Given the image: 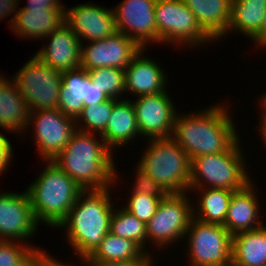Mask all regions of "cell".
<instances>
[{
	"label": "cell",
	"instance_id": "6da1fadb",
	"mask_svg": "<svg viewBox=\"0 0 266 266\" xmlns=\"http://www.w3.org/2000/svg\"><path fill=\"white\" fill-rule=\"evenodd\" d=\"M225 104L210 106L199 113L175 115L171 139L192 160L197 156L228 151L240 138Z\"/></svg>",
	"mask_w": 266,
	"mask_h": 266
},
{
	"label": "cell",
	"instance_id": "7a4b0ae2",
	"mask_svg": "<svg viewBox=\"0 0 266 266\" xmlns=\"http://www.w3.org/2000/svg\"><path fill=\"white\" fill-rule=\"evenodd\" d=\"M82 189L75 204L57 228L63 227L68 244L82 261L90 256L110 231L113 201L109 187Z\"/></svg>",
	"mask_w": 266,
	"mask_h": 266
},
{
	"label": "cell",
	"instance_id": "3957f363",
	"mask_svg": "<svg viewBox=\"0 0 266 266\" xmlns=\"http://www.w3.org/2000/svg\"><path fill=\"white\" fill-rule=\"evenodd\" d=\"M76 131L66 147L52 160L82 189L115 185L118 176L112 151L101 135Z\"/></svg>",
	"mask_w": 266,
	"mask_h": 266
},
{
	"label": "cell",
	"instance_id": "277c9868",
	"mask_svg": "<svg viewBox=\"0 0 266 266\" xmlns=\"http://www.w3.org/2000/svg\"><path fill=\"white\" fill-rule=\"evenodd\" d=\"M45 162L47 166L26 192L37 222L57 229L75 204L82 188L54 162Z\"/></svg>",
	"mask_w": 266,
	"mask_h": 266
},
{
	"label": "cell",
	"instance_id": "5b68a950",
	"mask_svg": "<svg viewBox=\"0 0 266 266\" xmlns=\"http://www.w3.org/2000/svg\"><path fill=\"white\" fill-rule=\"evenodd\" d=\"M237 141L228 151L197 156L191 160L189 189L216 188L238 191L252 180ZM246 165V166H245Z\"/></svg>",
	"mask_w": 266,
	"mask_h": 266
},
{
	"label": "cell",
	"instance_id": "8992f818",
	"mask_svg": "<svg viewBox=\"0 0 266 266\" xmlns=\"http://www.w3.org/2000/svg\"><path fill=\"white\" fill-rule=\"evenodd\" d=\"M137 162L168 193L189 191L191 159L171 138L151 139Z\"/></svg>",
	"mask_w": 266,
	"mask_h": 266
},
{
	"label": "cell",
	"instance_id": "52a82bcc",
	"mask_svg": "<svg viewBox=\"0 0 266 266\" xmlns=\"http://www.w3.org/2000/svg\"><path fill=\"white\" fill-rule=\"evenodd\" d=\"M155 21L159 43L191 45L192 48L213 41L198 24L195 15L185 6L183 0H157Z\"/></svg>",
	"mask_w": 266,
	"mask_h": 266
},
{
	"label": "cell",
	"instance_id": "ba28073f",
	"mask_svg": "<svg viewBox=\"0 0 266 266\" xmlns=\"http://www.w3.org/2000/svg\"><path fill=\"white\" fill-rule=\"evenodd\" d=\"M189 266H230L232 235L223 225L203 223L194 217L186 230Z\"/></svg>",
	"mask_w": 266,
	"mask_h": 266
},
{
	"label": "cell",
	"instance_id": "9c48e42d",
	"mask_svg": "<svg viewBox=\"0 0 266 266\" xmlns=\"http://www.w3.org/2000/svg\"><path fill=\"white\" fill-rule=\"evenodd\" d=\"M187 193H169L161 199L154 216L146 224L147 241L166 248L185 237L193 218V202Z\"/></svg>",
	"mask_w": 266,
	"mask_h": 266
},
{
	"label": "cell",
	"instance_id": "30bf717a",
	"mask_svg": "<svg viewBox=\"0 0 266 266\" xmlns=\"http://www.w3.org/2000/svg\"><path fill=\"white\" fill-rule=\"evenodd\" d=\"M14 77L12 80L26 100L30 112L58 109L62 72L41 62L34 55Z\"/></svg>",
	"mask_w": 266,
	"mask_h": 266
},
{
	"label": "cell",
	"instance_id": "8fae6325",
	"mask_svg": "<svg viewBox=\"0 0 266 266\" xmlns=\"http://www.w3.org/2000/svg\"><path fill=\"white\" fill-rule=\"evenodd\" d=\"M32 123L35 145L44 161H52L77 131L75 119L64 115L59 109L30 112L27 128Z\"/></svg>",
	"mask_w": 266,
	"mask_h": 266
},
{
	"label": "cell",
	"instance_id": "7c38bea8",
	"mask_svg": "<svg viewBox=\"0 0 266 266\" xmlns=\"http://www.w3.org/2000/svg\"><path fill=\"white\" fill-rule=\"evenodd\" d=\"M81 43L80 67L92 70L100 67H113L125 70L142 48L128 36L117 31L101 40Z\"/></svg>",
	"mask_w": 266,
	"mask_h": 266
},
{
	"label": "cell",
	"instance_id": "4fadbf2b",
	"mask_svg": "<svg viewBox=\"0 0 266 266\" xmlns=\"http://www.w3.org/2000/svg\"><path fill=\"white\" fill-rule=\"evenodd\" d=\"M157 0H123L113 9L117 31L133 39L142 49L159 43L155 21Z\"/></svg>",
	"mask_w": 266,
	"mask_h": 266
},
{
	"label": "cell",
	"instance_id": "5bb4252c",
	"mask_svg": "<svg viewBox=\"0 0 266 266\" xmlns=\"http://www.w3.org/2000/svg\"><path fill=\"white\" fill-rule=\"evenodd\" d=\"M132 103L141 137L149 140L171 138L177 112L167 91L138 96Z\"/></svg>",
	"mask_w": 266,
	"mask_h": 266
},
{
	"label": "cell",
	"instance_id": "9a60e30c",
	"mask_svg": "<svg viewBox=\"0 0 266 266\" xmlns=\"http://www.w3.org/2000/svg\"><path fill=\"white\" fill-rule=\"evenodd\" d=\"M28 193H0V240L27 242L37 232Z\"/></svg>",
	"mask_w": 266,
	"mask_h": 266
},
{
	"label": "cell",
	"instance_id": "2e32d148",
	"mask_svg": "<svg viewBox=\"0 0 266 266\" xmlns=\"http://www.w3.org/2000/svg\"><path fill=\"white\" fill-rule=\"evenodd\" d=\"M64 22L78 36L81 43L83 40H101L117 32L113 9L92 3L78 4L65 9Z\"/></svg>",
	"mask_w": 266,
	"mask_h": 266
},
{
	"label": "cell",
	"instance_id": "e0dca14e",
	"mask_svg": "<svg viewBox=\"0 0 266 266\" xmlns=\"http://www.w3.org/2000/svg\"><path fill=\"white\" fill-rule=\"evenodd\" d=\"M47 37L49 44L35 55L41 62L60 72L80 67L81 42L65 22Z\"/></svg>",
	"mask_w": 266,
	"mask_h": 266
},
{
	"label": "cell",
	"instance_id": "ac0fdd59",
	"mask_svg": "<svg viewBox=\"0 0 266 266\" xmlns=\"http://www.w3.org/2000/svg\"><path fill=\"white\" fill-rule=\"evenodd\" d=\"M142 49L125 69V93L136 96L154 95L167 91L163 67L147 56ZM147 57V58H146Z\"/></svg>",
	"mask_w": 266,
	"mask_h": 266
},
{
	"label": "cell",
	"instance_id": "d6986e66",
	"mask_svg": "<svg viewBox=\"0 0 266 266\" xmlns=\"http://www.w3.org/2000/svg\"><path fill=\"white\" fill-rule=\"evenodd\" d=\"M9 26L15 35L23 40L47 36L64 23L65 9L49 10L48 8H19ZM11 23V24H10Z\"/></svg>",
	"mask_w": 266,
	"mask_h": 266
},
{
	"label": "cell",
	"instance_id": "ffe728a7",
	"mask_svg": "<svg viewBox=\"0 0 266 266\" xmlns=\"http://www.w3.org/2000/svg\"><path fill=\"white\" fill-rule=\"evenodd\" d=\"M253 186L251 181L245 188L232 194L223 225L231 235L262 227L263 221L259 219L260 205Z\"/></svg>",
	"mask_w": 266,
	"mask_h": 266
},
{
	"label": "cell",
	"instance_id": "44dd1931",
	"mask_svg": "<svg viewBox=\"0 0 266 266\" xmlns=\"http://www.w3.org/2000/svg\"><path fill=\"white\" fill-rule=\"evenodd\" d=\"M139 135L132 101L129 99H114L111 115L104 132L101 134L106 146L112 151V149L134 141V138Z\"/></svg>",
	"mask_w": 266,
	"mask_h": 266
},
{
	"label": "cell",
	"instance_id": "7402d4cb",
	"mask_svg": "<svg viewBox=\"0 0 266 266\" xmlns=\"http://www.w3.org/2000/svg\"><path fill=\"white\" fill-rule=\"evenodd\" d=\"M29 117L28 104L13 80L0 75V128L17 134L26 132Z\"/></svg>",
	"mask_w": 266,
	"mask_h": 266
},
{
	"label": "cell",
	"instance_id": "603a6c76",
	"mask_svg": "<svg viewBox=\"0 0 266 266\" xmlns=\"http://www.w3.org/2000/svg\"><path fill=\"white\" fill-rule=\"evenodd\" d=\"M232 0H183L201 28L215 41L228 31Z\"/></svg>",
	"mask_w": 266,
	"mask_h": 266
},
{
	"label": "cell",
	"instance_id": "cb8c5ba5",
	"mask_svg": "<svg viewBox=\"0 0 266 266\" xmlns=\"http://www.w3.org/2000/svg\"><path fill=\"white\" fill-rule=\"evenodd\" d=\"M91 81L88 71L81 67L62 72L58 109L64 115L76 120L82 108L88 106V85Z\"/></svg>",
	"mask_w": 266,
	"mask_h": 266
},
{
	"label": "cell",
	"instance_id": "d4e9b609",
	"mask_svg": "<svg viewBox=\"0 0 266 266\" xmlns=\"http://www.w3.org/2000/svg\"><path fill=\"white\" fill-rule=\"evenodd\" d=\"M231 265L266 266V231L263 227L232 235Z\"/></svg>",
	"mask_w": 266,
	"mask_h": 266
},
{
	"label": "cell",
	"instance_id": "484cf974",
	"mask_svg": "<svg viewBox=\"0 0 266 266\" xmlns=\"http://www.w3.org/2000/svg\"><path fill=\"white\" fill-rule=\"evenodd\" d=\"M266 0H232L228 31H238L253 40L261 31Z\"/></svg>",
	"mask_w": 266,
	"mask_h": 266
},
{
	"label": "cell",
	"instance_id": "4316f807",
	"mask_svg": "<svg viewBox=\"0 0 266 266\" xmlns=\"http://www.w3.org/2000/svg\"><path fill=\"white\" fill-rule=\"evenodd\" d=\"M198 190L197 206L192 207L193 217L200 222L224 225L233 190L216 188L189 189ZM202 194V195H201Z\"/></svg>",
	"mask_w": 266,
	"mask_h": 266
},
{
	"label": "cell",
	"instance_id": "83f0119b",
	"mask_svg": "<svg viewBox=\"0 0 266 266\" xmlns=\"http://www.w3.org/2000/svg\"><path fill=\"white\" fill-rule=\"evenodd\" d=\"M83 260L153 262L154 261L132 240L106 234L96 250Z\"/></svg>",
	"mask_w": 266,
	"mask_h": 266
},
{
	"label": "cell",
	"instance_id": "f1b7e54d",
	"mask_svg": "<svg viewBox=\"0 0 266 266\" xmlns=\"http://www.w3.org/2000/svg\"><path fill=\"white\" fill-rule=\"evenodd\" d=\"M113 210L110 218V232L122 238L135 242L153 261V255L145 249L147 243L146 224L138 220L124 207ZM146 250V251H145ZM151 255V256H150Z\"/></svg>",
	"mask_w": 266,
	"mask_h": 266
},
{
	"label": "cell",
	"instance_id": "f546056e",
	"mask_svg": "<svg viewBox=\"0 0 266 266\" xmlns=\"http://www.w3.org/2000/svg\"><path fill=\"white\" fill-rule=\"evenodd\" d=\"M46 254L42 248L38 249L28 242L0 240V266H34Z\"/></svg>",
	"mask_w": 266,
	"mask_h": 266
},
{
	"label": "cell",
	"instance_id": "4dcf8cb0",
	"mask_svg": "<svg viewBox=\"0 0 266 266\" xmlns=\"http://www.w3.org/2000/svg\"><path fill=\"white\" fill-rule=\"evenodd\" d=\"M113 106L114 99L111 98L98 105L84 106L75 120L77 130L92 134L97 131L96 133L101 135L106 128ZM79 122L83 124L80 125Z\"/></svg>",
	"mask_w": 266,
	"mask_h": 266
},
{
	"label": "cell",
	"instance_id": "1f68e13d",
	"mask_svg": "<svg viewBox=\"0 0 266 266\" xmlns=\"http://www.w3.org/2000/svg\"><path fill=\"white\" fill-rule=\"evenodd\" d=\"M87 71L94 85H97L108 98H122L125 92V70L100 67Z\"/></svg>",
	"mask_w": 266,
	"mask_h": 266
},
{
	"label": "cell",
	"instance_id": "d6a6232c",
	"mask_svg": "<svg viewBox=\"0 0 266 266\" xmlns=\"http://www.w3.org/2000/svg\"><path fill=\"white\" fill-rule=\"evenodd\" d=\"M130 196L124 208L147 224L154 216L161 198L143 193H131Z\"/></svg>",
	"mask_w": 266,
	"mask_h": 266
},
{
	"label": "cell",
	"instance_id": "836d02e7",
	"mask_svg": "<svg viewBox=\"0 0 266 266\" xmlns=\"http://www.w3.org/2000/svg\"><path fill=\"white\" fill-rule=\"evenodd\" d=\"M136 180H134V190L132 193H143L151 196L165 198L169 193L139 165L136 167Z\"/></svg>",
	"mask_w": 266,
	"mask_h": 266
},
{
	"label": "cell",
	"instance_id": "e575fe53",
	"mask_svg": "<svg viewBox=\"0 0 266 266\" xmlns=\"http://www.w3.org/2000/svg\"><path fill=\"white\" fill-rule=\"evenodd\" d=\"M13 149L11 147V142L7 139L4 134L0 133V175L7 170L9 166V161L13 157Z\"/></svg>",
	"mask_w": 266,
	"mask_h": 266
},
{
	"label": "cell",
	"instance_id": "d590c367",
	"mask_svg": "<svg viewBox=\"0 0 266 266\" xmlns=\"http://www.w3.org/2000/svg\"><path fill=\"white\" fill-rule=\"evenodd\" d=\"M82 263H86L88 266H154L152 262L83 260Z\"/></svg>",
	"mask_w": 266,
	"mask_h": 266
},
{
	"label": "cell",
	"instance_id": "8d00e7d4",
	"mask_svg": "<svg viewBox=\"0 0 266 266\" xmlns=\"http://www.w3.org/2000/svg\"><path fill=\"white\" fill-rule=\"evenodd\" d=\"M22 8H48L49 10L65 9L60 0H27Z\"/></svg>",
	"mask_w": 266,
	"mask_h": 266
},
{
	"label": "cell",
	"instance_id": "74e56055",
	"mask_svg": "<svg viewBox=\"0 0 266 266\" xmlns=\"http://www.w3.org/2000/svg\"><path fill=\"white\" fill-rule=\"evenodd\" d=\"M109 98L91 81L88 85V106L98 105Z\"/></svg>",
	"mask_w": 266,
	"mask_h": 266
},
{
	"label": "cell",
	"instance_id": "f35d334b",
	"mask_svg": "<svg viewBox=\"0 0 266 266\" xmlns=\"http://www.w3.org/2000/svg\"><path fill=\"white\" fill-rule=\"evenodd\" d=\"M19 0H0V20L17 12Z\"/></svg>",
	"mask_w": 266,
	"mask_h": 266
},
{
	"label": "cell",
	"instance_id": "ab89813d",
	"mask_svg": "<svg viewBox=\"0 0 266 266\" xmlns=\"http://www.w3.org/2000/svg\"><path fill=\"white\" fill-rule=\"evenodd\" d=\"M253 42H256L255 45H259L262 48L266 47V10L263 25L260 33L253 39Z\"/></svg>",
	"mask_w": 266,
	"mask_h": 266
},
{
	"label": "cell",
	"instance_id": "60d3db41",
	"mask_svg": "<svg viewBox=\"0 0 266 266\" xmlns=\"http://www.w3.org/2000/svg\"><path fill=\"white\" fill-rule=\"evenodd\" d=\"M34 266H60L50 254L42 255Z\"/></svg>",
	"mask_w": 266,
	"mask_h": 266
},
{
	"label": "cell",
	"instance_id": "b9f144b4",
	"mask_svg": "<svg viewBox=\"0 0 266 266\" xmlns=\"http://www.w3.org/2000/svg\"><path fill=\"white\" fill-rule=\"evenodd\" d=\"M262 117H260V128H259V132L261 133L262 139L264 141V144L266 145V115H260Z\"/></svg>",
	"mask_w": 266,
	"mask_h": 266
},
{
	"label": "cell",
	"instance_id": "7bdbcfd3",
	"mask_svg": "<svg viewBox=\"0 0 266 266\" xmlns=\"http://www.w3.org/2000/svg\"><path fill=\"white\" fill-rule=\"evenodd\" d=\"M261 104V107H263L262 115H266V93L262 96L261 101H259Z\"/></svg>",
	"mask_w": 266,
	"mask_h": 266
},
{
	"label": "cell",
	"instance_id": "ee69618b",
	"mask_svg": "<svg viewBox=\"0 0 266 266\" xmlns=\"http://www.w3.org/2000/svg\"><path fill=\"white\" fill-rule=\"evenodd\" d=\"M60 266H68V264L62 263L61 261H58L56 258L54 259ZM85 266H88L86 263H84ZM69 266H74V265H70ZM76 266V265H75Z\"/></svg>",
	"mask_w": 266,
	"mask_h": 266
},
{
	"label": "cell",
	"instance_id": "f6af8a7d",
	"mask_svg": "<svg viewBox=\"0 0 266 266\" xmlns=\"http://www.w3.org/2000/svg\"><path fill=\"white\" fill-rule=\"evenodd\" d=\"M262 227H263V229L266 231V226H265L264 224H262Z\"/></svg>",
	"mask_w": 266,
	"mask_h": 266
}]
</instances>
